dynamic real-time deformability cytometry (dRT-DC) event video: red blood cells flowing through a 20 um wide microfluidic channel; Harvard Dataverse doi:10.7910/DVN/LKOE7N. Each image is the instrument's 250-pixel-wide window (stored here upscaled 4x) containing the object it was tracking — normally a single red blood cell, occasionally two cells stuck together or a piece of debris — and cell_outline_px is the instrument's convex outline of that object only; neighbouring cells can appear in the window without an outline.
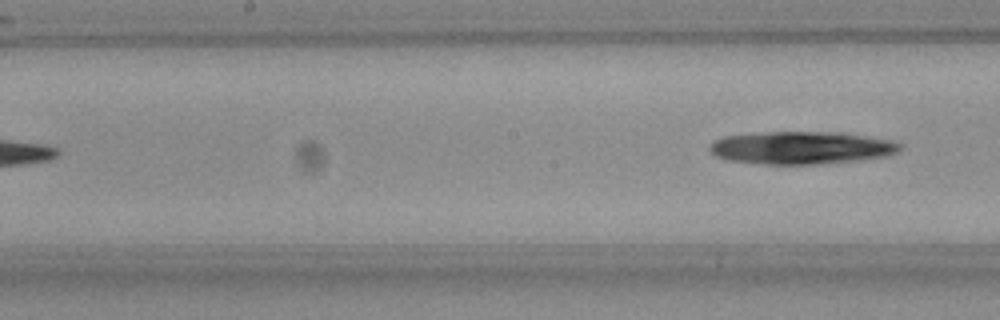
{"species": "Egyptian fruit bat (a non-hibernating species)", "species_latin": "Rousettus aegyptiacus", "temperature_condition": "room temperature", "stored_images_in_passage": 8, "camera_frame_rate_fps": 3000, "um_per_image_px": 0.085, "frame": {"image": 1, "passage_image": 8, "time_ms": 2.333, "image_size_px": [1000, 320], "cell_outline_px": [[900, 148], [896, 152], [884, 156], [852, 160], [816, 164], [764, 164], [728, 160], [716, 156], [708, 148], [712, 140], [724, 136], [768, 132], [840, 132], [888, 140], [900, 144]], "centroid_in_image_um": [68.02, 12.55], "position_along_channel_um": 180.2, "area_um2": 35.72}}